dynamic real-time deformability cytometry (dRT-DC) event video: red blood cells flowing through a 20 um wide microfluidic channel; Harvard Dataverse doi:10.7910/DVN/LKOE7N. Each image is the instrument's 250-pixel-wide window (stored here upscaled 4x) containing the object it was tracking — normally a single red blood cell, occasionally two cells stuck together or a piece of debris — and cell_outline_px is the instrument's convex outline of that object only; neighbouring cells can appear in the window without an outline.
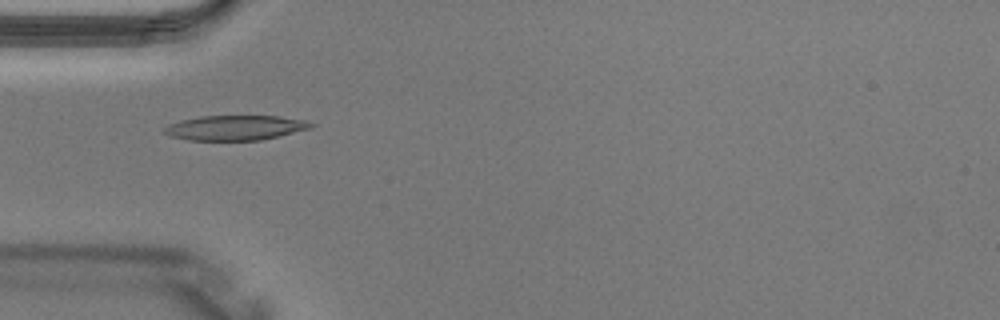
{"species": "Egyptian fruit bat (a non-hibernating species)", "species_latin": "Rousettus aegyptiacus", "temperature_condition": "warm", "stored_images_in_passage": 2, "camera_frame_rate_fps": 3000, "um_per_image_px": 0.085, "animal": {"sex": "male"}, "frame": {"image": 1, "passage_image": 1, "time_ms": 0.0, "image_size_px": [1000, 320], "cell_outline_px": [[316, 124], [312, 128], [260, 140], [188, 140], [168, 136], [164, 132], [164, 128], [168, 124], [180, 120], [200, 116], [280, 116], [304, 120]], "centroid_in_image_um": [19.98, 10.85], "position_along_channel_um": 65.0, "area_um2": 21.27}}